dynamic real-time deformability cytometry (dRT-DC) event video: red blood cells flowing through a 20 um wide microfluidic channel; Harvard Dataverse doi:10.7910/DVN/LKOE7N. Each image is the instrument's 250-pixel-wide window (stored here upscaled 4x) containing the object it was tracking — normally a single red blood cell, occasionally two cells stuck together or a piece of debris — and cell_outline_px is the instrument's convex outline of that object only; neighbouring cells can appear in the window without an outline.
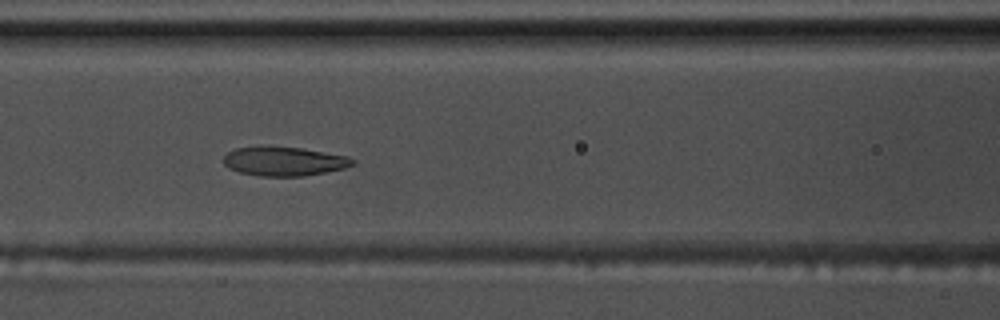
{"species": "common noctule bat (a hibernating species)", "species_latin": "Nyctalus noctula", "temperature_condition": "warm", "stored_images_in_passage": 17, "camera_frame_rate_fps": 3000, "um_per_image_px": 0.085, "animal": {"sex": "male", "body_mass_g": 17.5, "forearm_length_mm": 52.3}, "frame": {"image": 1, "passage_image": 8, "time_ms": 2.333, "image_size_px": [1000, 320], "cell_outline_px": [[356, 164], [344, 168], [304, 176], [260, 176], [240, 172], [228, 168], [224, 164], [224, 156], [228, 152], [236, 148], [300, 148], [348, 156], [356, 160]], "centroid_in_image_um": [24.19, 13.74], "position_along_channel_um": 142.4, "area_um2": 21.33}}